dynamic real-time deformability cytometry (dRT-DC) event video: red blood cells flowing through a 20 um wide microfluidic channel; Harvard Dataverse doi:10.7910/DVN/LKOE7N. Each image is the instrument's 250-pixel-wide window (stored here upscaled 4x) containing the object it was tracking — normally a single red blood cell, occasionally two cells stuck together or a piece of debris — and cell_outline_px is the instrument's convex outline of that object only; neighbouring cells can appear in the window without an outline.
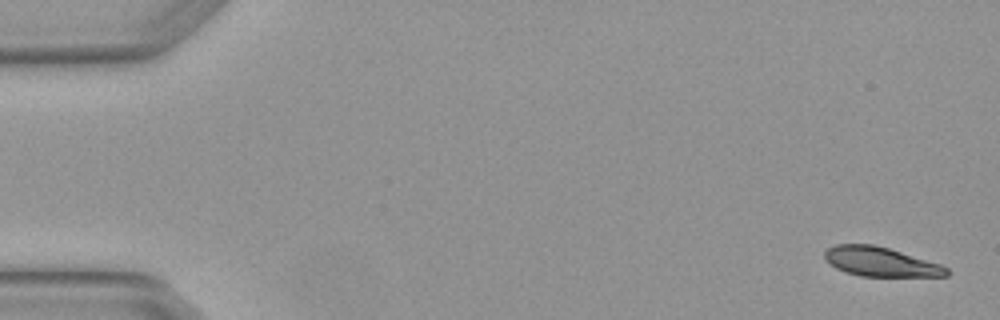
{"species": "Egyptian fruit bat (a non-hibernating species)", "species_latin": "Rousettus aegyptiacus", "temperature_condition": "warm", "stored_images_in_passage": 7, "camera_frame_rate_fps": 3000, "um_per_image_px": 0.085, "animal": {"sex": "female"}, "frame": {"image": 1, "passage_image": 1, "time_ms": 0.0, "image_size_px": [1000, 320], "cell_outline_px": [[952, 272], [948, 276], [860, 276], [844, 272], [836, 268], [824, 256], [824, 252], [828, 248], [836, 244], [872, 244], [888, 248], [940, 264], [948, 268]], "centroid_in_image_um": [74.87, 22.26], "position_along_channel_um": 10.1, "area_um2": 20.69}}
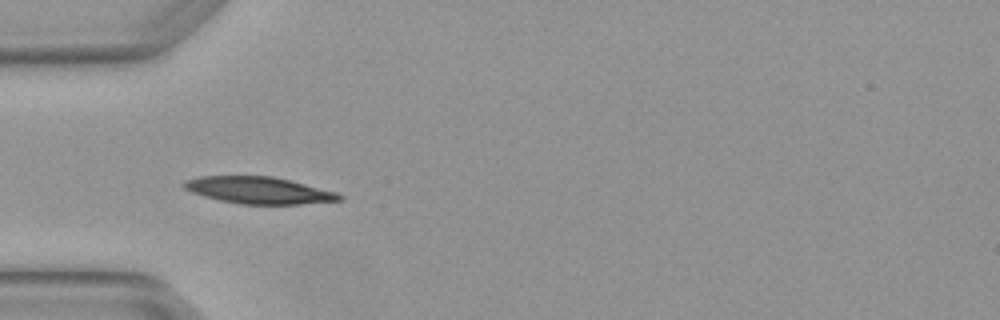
{"frame": {"image": 2, "passage_image": 5, "time_ms": 1.333, "image_size_px": [1000, 320], "cell_outline_px": [[344, 196], [340, 200], [300, 204], [240, 204], [220, 200], [204, 196], [192, 192], [184, 188], [180, 184], [184, 180], [200, 176], [272, 176], [336, 192]], "centroid_in_image_um": [21.94, 16.17], "position_along_channel_um": 63.1, "area_um2": 24.1}}
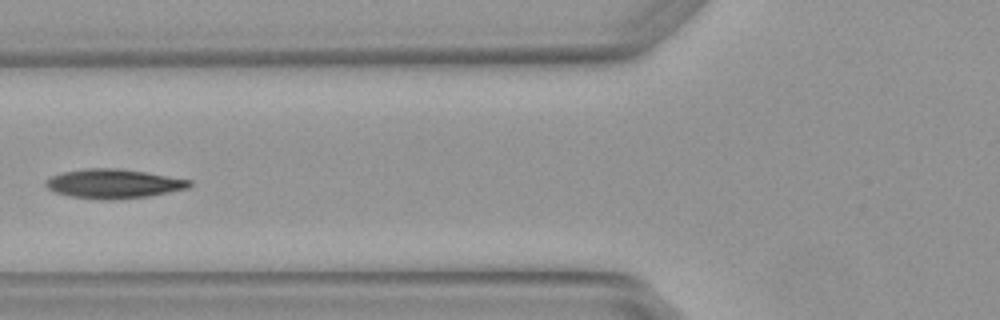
{"frame": {"image": 3, "passage_image": 6, "time_ms": 1.667, "image_size_px": [1000, 320], "cell_outline_px": [[192, 184], [188, 188], [148, 196], [108, 200], [104, 200], [68, 196], [56, 192], [48, 188], [44, 184], [44, 180], [52, 176], [64, 172], [88, 168], [116, 168], [144, 172], [192, 180]], "centroid_in_image_um": [9.63, 15.62], "position_along_channel_um": 116.2, "area_um2": 24.28}}